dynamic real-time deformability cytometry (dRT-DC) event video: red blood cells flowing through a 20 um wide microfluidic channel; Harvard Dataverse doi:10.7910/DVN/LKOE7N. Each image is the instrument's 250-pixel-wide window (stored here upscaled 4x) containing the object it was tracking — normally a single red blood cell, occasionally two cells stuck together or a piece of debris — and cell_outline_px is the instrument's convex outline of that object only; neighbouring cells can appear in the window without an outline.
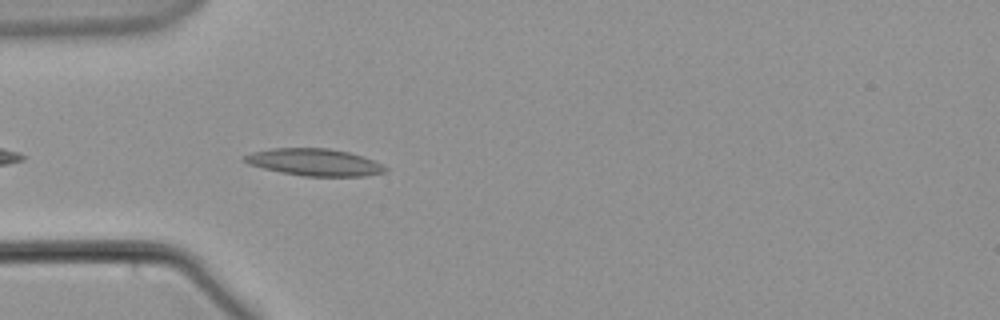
{"species": "common noctule bat (a hibernating species)", "species_latin": "Nyctalus noctula", "temperature_condition": "warm", "stored_images_in_passage": 7, "camera_frame_rate_fps": 3000, "um_per_image_px": 0.085, "animal": {"sex": "male", "body_mass_g": 21.5, "forearm_length_mm": 52.0}, "frame": {"image": 1, "passage_image": 3, "time_ms": 0.667, "image_size_px": [1000, 320], "cell_outline_px": [[388, 172], [364, 176], [304, 176], [280, 172], [248, 164], [240, 160], [244, 156], [252, 152], [272, 148], [328, 148], [348, 152], [372, 160], [388, 168]], "centroid_in_image_um": [26.7, 13.79], "position_along_channel_um": 58.3, "area_um2": 22.14}}